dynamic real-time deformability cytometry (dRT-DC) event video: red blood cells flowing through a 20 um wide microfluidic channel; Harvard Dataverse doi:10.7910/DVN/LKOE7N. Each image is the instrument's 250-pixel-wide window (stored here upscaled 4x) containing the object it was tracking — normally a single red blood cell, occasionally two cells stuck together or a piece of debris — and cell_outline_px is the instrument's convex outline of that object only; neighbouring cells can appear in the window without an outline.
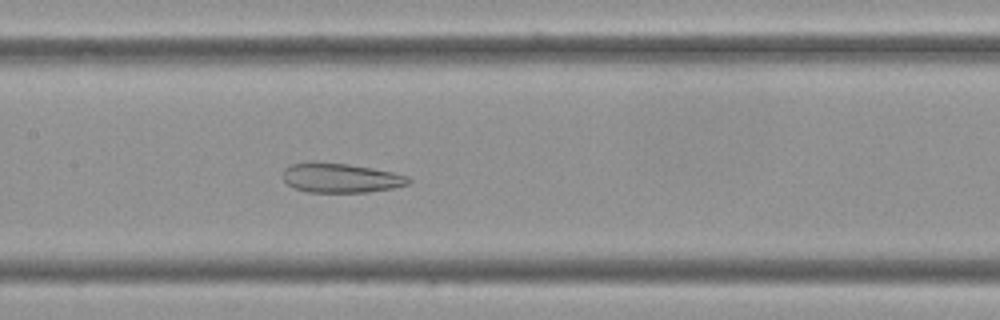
{"species": "Egyptian fruit bat (a non-hibernating species)", "species_latin": "Rousettus aegyptiacus", "temperature_condition": "cold", "stored_images_in_passage": 44, "camera_frame_rate_fps": 3000, "um_per_image_px": 0.085, "frame": {"image": 1, "passage_image": 13, "time_ms": 4.0, "image_size_px": [1000, 320], "cell_outline_px": [[412, 180], [408, 184], [392, 188], [368, 192], [308, 192], [292, 188], [284, 180], [284, 168], [292, 164], [312, 160], [348, 164], [372, 168], [392, 172], [408, 176]], "centroid_in_image_um": [28.93, 15.11], "position_along_channel_um": 178.5, "area_um2": 21.79}}
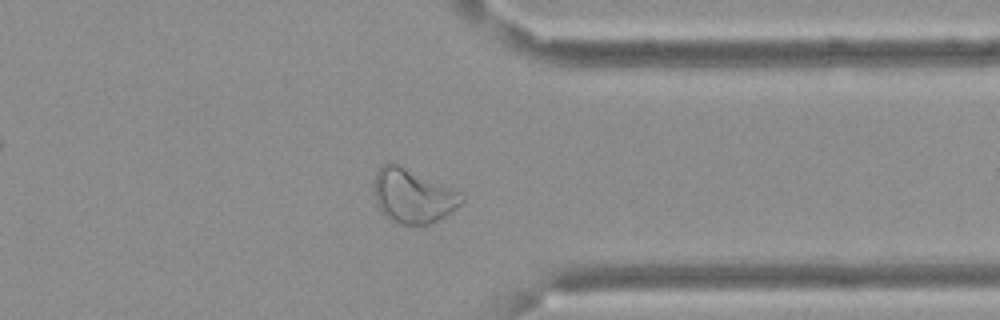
{"frame": {"image": 2, "passage_image": 31, "time_ms": 10.0, "image_size_px": [1000, 320], "cell_outline_px": [[464, 200], [456, 208], [444, 216], [428, 224], [400, 224], [384, 216], [376, 204], [376, 172], [388, 160], [392, 160], [452, 188], [460, 192], [464, 196]], "centroid_in_image_um": [35.09, 16.62], "position_along_channel_um": 376.3, "area_um2": 27.46}}
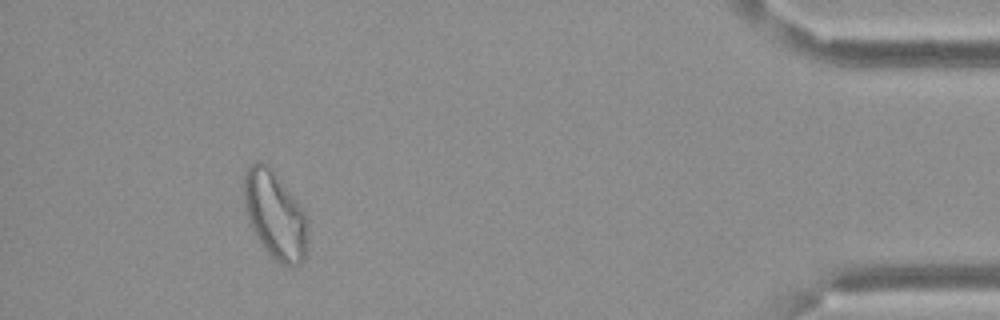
{"frame": {"image": 3, "passage_image": 39, "time_ms": 12.667, "image_size_px": [1000, 320], "cell_outline_px": [[308, 252], [304, 260], [300, 264], [292, 268], [280, 264], [268, 252], [256, 236], [248, 220], [244, 204], [244, 172], [256, 160], [268, 164], [272, 168], [304, 208], [308, 216]], "centroid_in_image_um": [23.43, 18.29], "position_along_channel_um": 411.8, "area_um2": 33.41}, "authors_computed_cell_mechanics": {"area_um2": 25.1719, "velocity_mm_per_s": 3.3652, "shape_relaxation_time_tau1_ms": null, "shape_relaxation_time_tau2_ms": 3.9802, "deformation_change_tau1": null, "deformation_change_tau2": 0.1113}}